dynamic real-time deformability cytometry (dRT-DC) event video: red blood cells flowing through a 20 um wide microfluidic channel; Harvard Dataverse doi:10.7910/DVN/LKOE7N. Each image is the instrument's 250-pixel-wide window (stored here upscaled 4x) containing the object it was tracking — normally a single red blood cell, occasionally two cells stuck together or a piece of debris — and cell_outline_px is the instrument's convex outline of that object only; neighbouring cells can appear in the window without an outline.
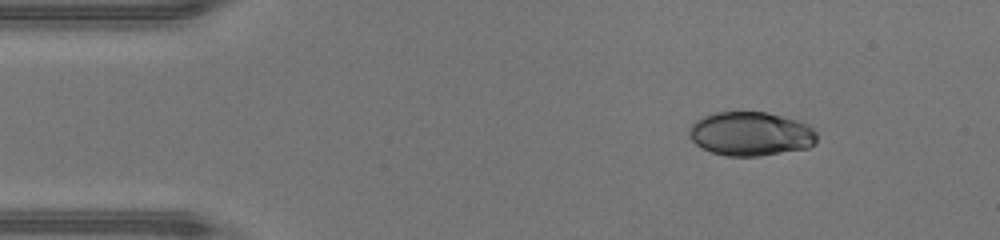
{"species": "human", "species_latin": "Homo sapiens", "temperature_condition": "warm", "stored_images_in_passage": 42, "camera_frame_rate_fps": 3000, "um_per_image_px": 0.085, "donor": {"sex": "male"}, "frame": {"image": 1, "passage_image": 1, "time_ms": 0.0, "image_size_px": [1000, 240], "cell_outline_px": [[816, 144], [808, 148], [760, 156], [728, 156], [712, 152], [696, 144], [688, 136], [688, 128], [696, 120], [712, 112], [768, 112], [796, 120], [808, 124], [816, 132]], "centroid_in_image_um": [63.81, 11.37], "position_along_channel_um": 21.2, "area_um2": 32.89}}
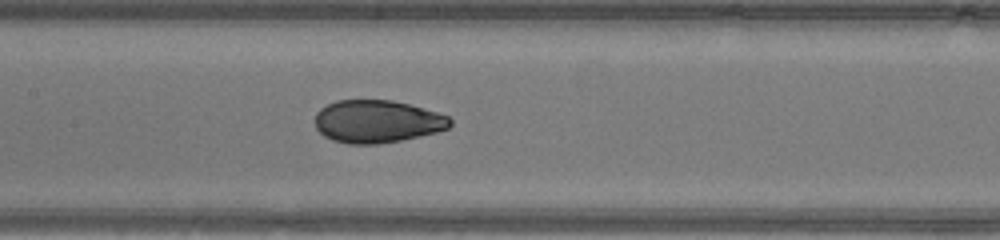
{"frame": {"image": 2, "passage_image": 17, "time_ms": 5.333, "image_size_px": [1000, 240], "cell_outline_px": [[452, 124], [448, 128], [436, 132], [420, 136], [400, 140], [376, 144], [348, 144], [332, 140], [324, 136], [316, 128], [316, 112], [320, 108], [336, 100], [392, 100], [424, 108], [448, 116], [452, 120]], "centroid_in_image_um": [32.05, 10.32], "position_along_channel_um": 175.4, "area_um2": 33.58}}
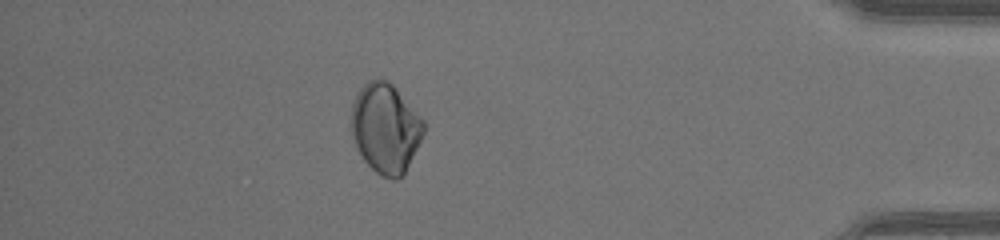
{"frame": {"image": 3, "passage_image": 36, "time_ms": 11.667, "image_size_px": [1000, 240], "cell_outline_px": [[424, 132], [404, 172], [396, 180], [392, 180], [380, 176], [364, 160], [356, 148], [348, 124], [352, 104], [360, 88], [368, 80], [376, 76], [380, 76], [388, 80], [392, 84], [424, 120]], "centroid_in_image_um": [32.71, 10.85], "position_along_channel_um": 402.5, "area_um2": 38.09}, "authors_computed_cell_mechanics": {"area_um2": 34.2754, "velocity_mm_per_s": 4.367, "shape_relaxation_time_tau1_ms": 9.8967, "shape_relaxation_time_tau2_ms": 0.9151, "deformation_change_tau1": 0.2044, "deformation_change_tau2": 0.0246}}